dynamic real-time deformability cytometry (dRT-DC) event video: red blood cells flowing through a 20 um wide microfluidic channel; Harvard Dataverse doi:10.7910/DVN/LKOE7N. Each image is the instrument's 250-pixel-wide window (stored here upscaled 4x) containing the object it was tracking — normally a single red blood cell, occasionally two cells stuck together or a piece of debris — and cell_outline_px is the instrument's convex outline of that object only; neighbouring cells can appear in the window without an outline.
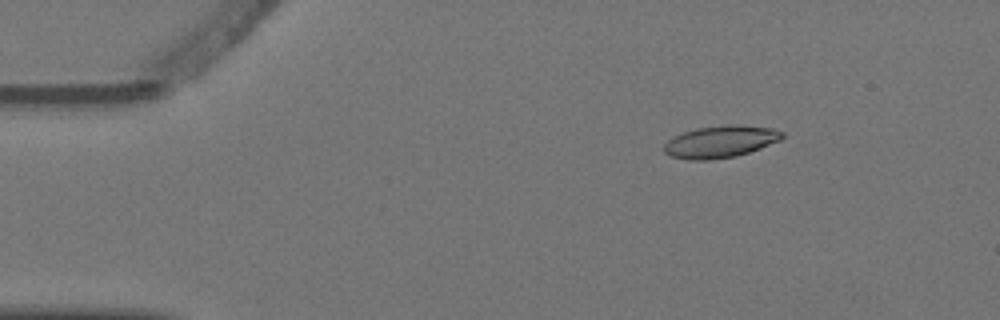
{"species": "Egyptian fruit bat (a non-hibernating species)", "species_latin": "Rousettus aegyptiacus", "temperature_condition": "warm", "stored_images_in_passage": 5, "camera_frame_rate_fps": 3000, "um_per_image_px": 0.085, "animal": {"sex": "female"}, "frame": {"image": 1, "passage_image": 3, "time_ms": 0.667, "image_size_px": [1000, 320], "cell_outline_px": [[784, 136], [780, 140], [760, 148], [736, 156], [708, 160], [688, 160], [672, 156], [664, 152], [664, 144], [672, 136], [696, 128], [732, 124], [736, 124], [772, 128], [784, 132]], "centroid_in_image_um": [61.23, 12.04], "position_along_channel_um": 23.8, "area_um2": 22.02}}